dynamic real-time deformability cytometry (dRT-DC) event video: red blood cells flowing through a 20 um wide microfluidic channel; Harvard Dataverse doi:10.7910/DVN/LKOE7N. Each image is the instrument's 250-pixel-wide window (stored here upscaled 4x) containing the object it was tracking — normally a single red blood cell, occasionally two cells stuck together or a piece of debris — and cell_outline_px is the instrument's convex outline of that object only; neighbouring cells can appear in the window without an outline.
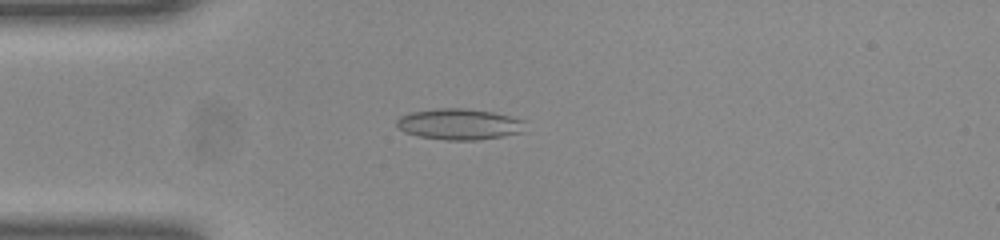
{"species": "common noctule bat (a hibernating species)", "species_latin": "Nyctalus noctula", "temperature_condition": "room temperature", "stored_images_in_passage": 50, "camera_frame_rate_fps": 3000, "um_per_image_px": 0.085, "animal": {"sex": "female", "body_mass_g": 23.0, "forearm_length_mm": 53.4}, "frame": {"image": 1, "passage_image": 13, "time_ms": 4.0, "image_size_px": [1000, 240], "cell_outline_px": [[528, 120], [524, 132], [476, 140], [444, 140], [420, 136], [404, 132], [396, 124], [396, 120], [400, 116], [408, 112], [436, 108], [464, 108], [492, 112]], "centroid_in_image_um": [39.06, 10.54], "position_along_channel_um": 45.9, "area_um2": 23.47}}
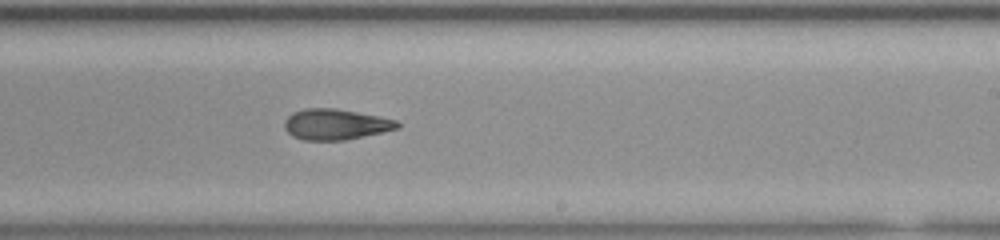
{"frame": {"image": 2, "passage_image": 30, "time_ms": 9.667, "image_size_px": [1000, 240], "cell_outline_px": [[400, 128], [344, 140], [304, 140], [292, 136], [284, 128], [284, 120], [292, 112], [304, 108], [336, 108], [380, 116], [396, 120], [400, 124]], "centroid_in_image_um": [28.5, 10.56], "position_along_channel_um": 260.5, "area_um2": 20.29}}
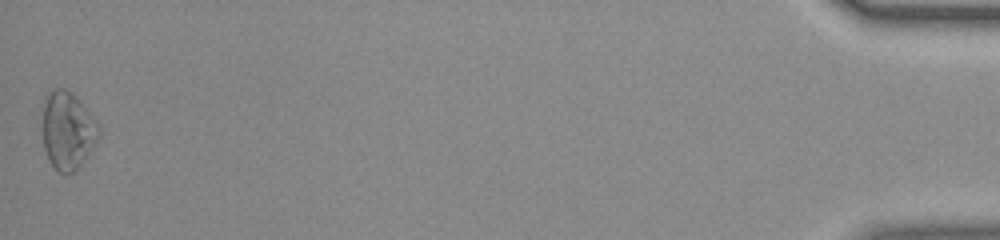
{"frame": {"image": 3, "passage_image": 50, "time_ms": 16.333, "image_size_px": [1000, 240], "cell_outline_px": [[100, 136], [80, 164], [72, 172], [60, 172], [48, 160], [44, 148], [40, 104], [44, 96], [48, 92], [56, 88], [64, 88], [72, 92], [80, 100], [100, 124]], "centroid_in_image_um": [5.71, 11.0], "position_along_channel_um": 429.5, "area_um2": 25.95}, "authors_computed_cell_mechanics": {"area_um2": 22.0218, "velocity_mm_per_s": 4.0517, "shape_relaxation_time_tau1_ms": null, "shape_relaxation_time_tau2_ms": 2.7585, "deformation_change_tau1": null, "deformation_change_tau2": 0.1067}}